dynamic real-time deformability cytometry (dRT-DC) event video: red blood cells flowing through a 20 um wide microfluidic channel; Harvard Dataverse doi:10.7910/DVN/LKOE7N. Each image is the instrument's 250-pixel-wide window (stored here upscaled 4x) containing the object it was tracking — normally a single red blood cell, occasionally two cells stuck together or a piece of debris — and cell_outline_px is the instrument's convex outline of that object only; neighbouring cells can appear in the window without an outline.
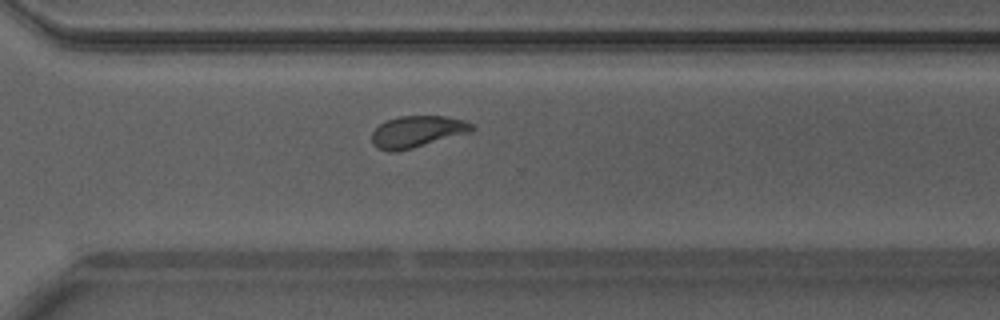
{"species": "Egyptian fruit bat (a non-hibernating species)", "species_latin": "Rousettus aegyptiacus", "temperature_condition": "warm", "stored_images_in_passage": 45, "camera_frame_rate_fps": 3000, "um_per_image_px": 0.085, "animal": {"sex": "male"}, "frame": {"image": 1, "passage_image": 32, "time_ms": 10.333, "image_size_px": [1000, 320], "cell_outline_px": [[476, 128], [472, 132], [412, 148], [396, 152], [388, 152], [376, 148], [372, 144], [372, 132], [380, 124], [396, 116], [448, 116], [464, 120], [472, 124]], "centroid_in_image_um": [35.46, 11.19], "position_along_channel_um": 335.1, "area_um2": 18.61}}
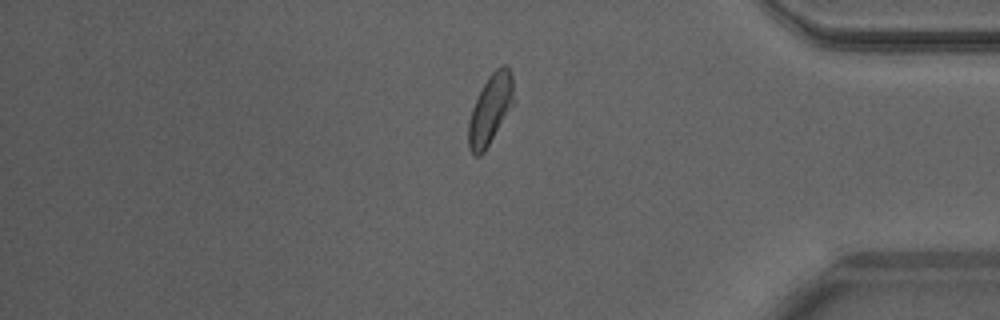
{"frame": {"image": 2, "passage_image": 38, "time_ms": 12.333, "image_size_px": [1000, 320], "cell_outline_px": [[516, 100], [484, 152], [480, 156], [472, 156], [468, 148], [468, 120], [472, 108], [488, 76], [496, 68], [504, 64], [508, 64], [512, 72]], "centroid_in_image_um": [41.7, 9.27], "position_along_channel_um": 393.5, "area_um2": 18.79}, "authors_computed_cell_mechanics": {"area_um2": 18.785, "velocity_mm_per_s": 4.1563, "shape_relaxation_time_tau1_ms": 4.5757, "shape_relaxation_time_tau2_ms": 1.0862, "deformation_change_tau1": 0.113, "deformation_change_tau2": 0.0485}}